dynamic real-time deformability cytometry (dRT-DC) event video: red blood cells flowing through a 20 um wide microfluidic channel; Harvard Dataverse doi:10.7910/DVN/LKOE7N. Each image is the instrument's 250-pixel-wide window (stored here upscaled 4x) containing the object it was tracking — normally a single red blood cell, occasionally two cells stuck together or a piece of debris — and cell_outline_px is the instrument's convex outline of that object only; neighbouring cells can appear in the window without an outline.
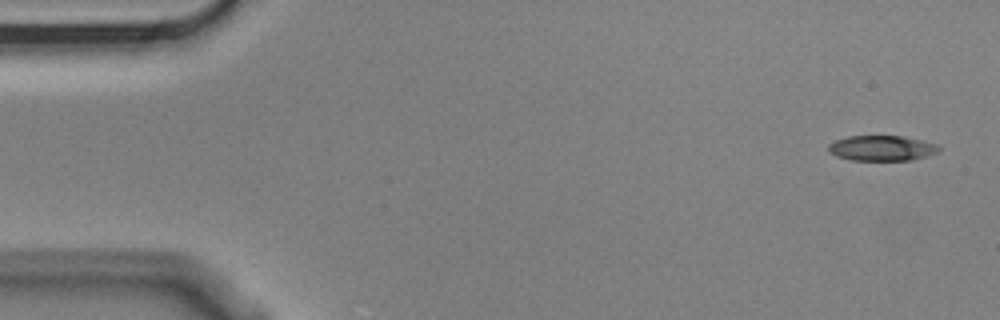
{"species": "Egyptian fruit bat (a non-hibernating species)", "species_latin": "Rousettus aegyptiacus", "temperature_condition": "cold", "stored_images_in_passage": 4, "camera_frame_rate_fps": 3000, "um_per_image_px": 0.085, "animal": {"sex": "male"}, "frame": {"image": 1, "passage_image": 1, "time_ms": 0.0, "image_size_px": [1000, 320], "cell_outline_px": [[940, 152], [928, 156], [912, 160], [852, 160], [836, 156], [828, 152], [828, 144], [836, 140], [848, 136], [900, 136], [920, 140], [936, 144], [940, 148]], "centroid_in_image_um": [74.95, 12.6], "position_along_channel_um": 10.1, "area_um2": 16.3}}
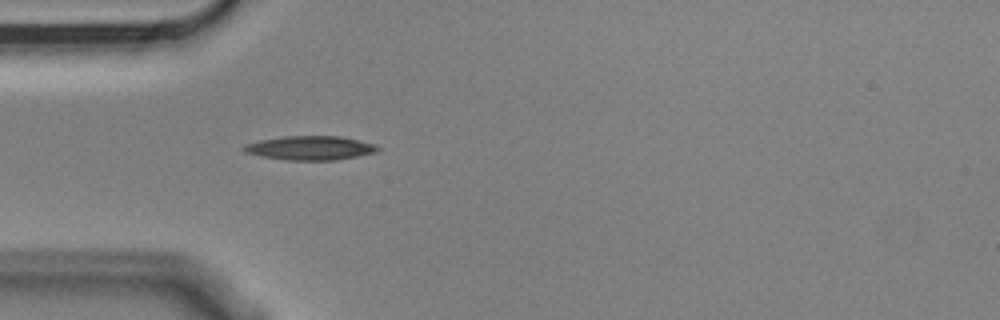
{"frame": {"image": 2, "passage_image": 4, "time_ms": 1.0, "image_size_px": [1000, 320], "cell_outline_px": [[380, 148], [376, 152], [336, 160], [284, 160], [260, 156], [244, 152], [240, 148], [244, 144], [260, 140], [284, 136], [340, 136], [376, 144]], "centroid_in_image_um": [26.32, 12.58], "position_along_channel_um": 58.7, "area_um2": 18.84}}